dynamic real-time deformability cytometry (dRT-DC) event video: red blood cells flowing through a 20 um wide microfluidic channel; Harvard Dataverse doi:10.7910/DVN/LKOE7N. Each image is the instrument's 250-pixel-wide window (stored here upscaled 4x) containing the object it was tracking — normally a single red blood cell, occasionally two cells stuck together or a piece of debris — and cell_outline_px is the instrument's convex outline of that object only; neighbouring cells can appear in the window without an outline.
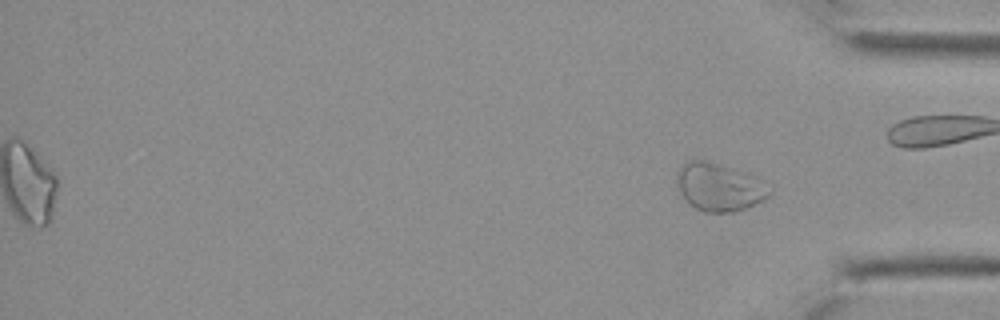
{"species": "Egyptian fruit bat (a non-hibernating species)", "species_latin": "Rousettus aegyptiacus", "temperature_condition": "cold", "stored_images_in_passage": 24, "segment_of_instrument_passage": [2, 2], "camera_frame_rate_fps": 3000, "um_per_image_px": 0.085, "animal": {"sex": "female"}, "frame": {"image": 1, "passage_image": 24, "time_ms": 7.667, "image_size_px": [1000, 320], "cell_outline_px": [[772, 196], [764, 200], [744, 208], [732, 212], [704, 212], [696, 208], [680, 192], [676, 184], [676, 172], [680, 164], [688, 160], [708, 160], [748, 172], [772, 188]], "centroid_in_image_um": [61.15, 15.86], "position_along_channel_um": 374.1, "area_um2": 26.18}}